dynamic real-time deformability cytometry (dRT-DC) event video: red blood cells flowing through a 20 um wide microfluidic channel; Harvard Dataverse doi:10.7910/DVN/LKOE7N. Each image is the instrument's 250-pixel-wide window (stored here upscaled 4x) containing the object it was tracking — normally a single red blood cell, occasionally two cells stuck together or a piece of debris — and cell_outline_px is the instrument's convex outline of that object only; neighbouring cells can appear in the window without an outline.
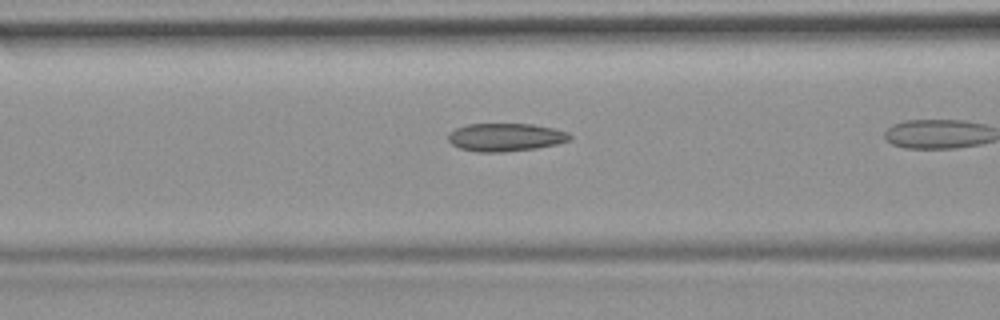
{"species": "common noctule bat (a hibernating species)", "species_latin": "Nyctalus noctula", "temperature_condition": "room temperature", "stored_images_in_passage": 15, "camera_frame_rate_fps": 3000, "um_per_image_px": 0.085, "animal": {"sex": "female", "body_mass_g": 19.9}, "frame": {"image": 1, "passage_image": 7, "time_ms": 2.0, "image_size_px": [1000, 320], "cell_outline_px": [[572, 136], [568, 140], [556, 144], [536, 148], [504, 152], [476, 152], [460, 148], [452, 144], [448, 140], [448, 132], [456, 128], [468, 124], [532, 124], [552, 128], [568, 132]], "centroid_in_image_um": [42.94, 11.66], "position_along_channel_um": 123.7, "area_um2": 19.83}}